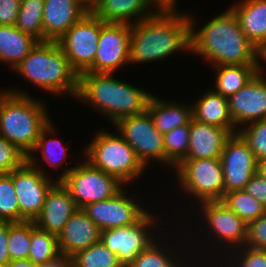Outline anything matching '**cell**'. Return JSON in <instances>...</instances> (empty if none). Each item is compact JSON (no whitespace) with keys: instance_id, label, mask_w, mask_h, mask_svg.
Listing matches in <instances>:
<instances>
[{"instance_id":"cell-46","label":"cell","mask_w":266,"mask_h":267,"mask_svg":"<svg viewBox=\"0 0 266 267\" xmlns=\"http://www.w3.org/2000/svg\"><path fill=\"white\" fill-rule=\"evenodd\" d=\"M6 267H39L31 262L29 259L10 261Z\"/></svg>"},{"instance_id":"cell-8","label":"cell","mask_w":266,"mask_h":267,"mask_svg":"<svg viewBox=\"0 0 266 267\" xmlns=\"http://www.w3.org/2000/svg\"><path fill=\"white\" fill-rule=\"evenodd\" d=\"M175 169L182 190L200 203L223 199L224 174L220 159L183 160Z\"/></svg>"},{"instance_id":"cell-17","label":"cell","mask_w":266,"mask_h":267,"mask_svg":"<svg viewBox=\"0 0 266 267\" xmlns=\"http://www.w3.org/2000/svg\"><path fill=\"white\" fill-rule=\"evenodd\" d=\"M90 12V0H44L45 41H58L75 23Z\"/></svg>"},{"instance_id":"cell-43","label":"cell","mask_w":266,"mask_h":267,"mask_svg":"<svg viewBox=\"0 0 266 267\" xmlns=\"http://www.w3.org/2000/svg\"><path fill=\"white\" fill-rule=\"evenodd\" d=\"M7 241L8 222L0 221V267H6L11 261Z\"/></svg>"},{"instance_id":"cell-18","label":"cell","mask_w":266,"mask_h":267,"mask_svg":"<svg viewBox=\"0 0 266 267\" xmlns=\"http://www.w3.org/2000/svg\"><path fill=\"white\" fill-rule=\"evenodd\" d=\"M77 209L69 190L57 181L47 192L42 210L33 222L39 229L58 236Z\"/></svg>"},{"instance_id":"cell-42","label":"cell","mask_w":266,"mask_h":267,"mask_svg":"<svg viewBox=\"0 0 266 267\" xmlns=\"http://www.w3.org/2000/svg\"><path fill=\"white\" fill-rule=\"evenodd\" d=\"M243 190L257 199L266 208V179H263L256 173L251 177Z\"/></svg>"},{"instance_id":"cell-20","label":"cell","mask_w":266,"mask_h":267,"mask_svg":"<svg viewBox=\"0 0 266 267\" xmlns=\"http://www.w3.org/2000/svg\"><path fill=\"white\" fill-rule=\"evenodd\" d=\"M100 237L101 231L97 225L86 215L83 209L78 208L57 236L60 254L72 257L92 244L99 242Z\"/></svg>"},{"instance_id":"cell-2","label":"cell","mask_w":266,"mask_h":267,"mask_svg":"<svg viewBox=\"0 0 266 267\" xmlns=\"http://www.w3.org/2000/svg\"><path fill=\"white\" fill-rule=\"evenodd\" d=\"M189 18L191 21L190 51L209 60L213 67L257 63V47L245 36L237 17L230 8L198 31L194 29L192 17L189 16Z\"/></svg>"},{"instance_id":"cell-34","label":"cell","mask_w":266,"mask_h":267,"mask_svg":"<svg viewBox=\"0 0 266 267\" xmlns=\"http://www.w3.org/2000/svg\"><path fill=\"white\" fill-rule=\"evenodd\" d=\"M0 221L20 223V209L12 172L0 175Z\"/></svg>"},{"instance_id":"cell-33","label":"cell","mask_w":266,"mask_h":267,"mask_svg":"<svg viewBox=\"0 0 266 267\" xmlns=\"http://www.w3.org/2000/svg\"><path fill=\"white\" fill-rule=\"evenodd\" d=\"M31 241V221L8 222V251L11 261L28 259Z\"/></svg>"},{"instance_id":"cell-38","label":"cell","mask_w":266,"mask_h":267,"mask_svg":"<svg viewBox=\"0 0 266 267\" xmlns=\"http://www.w3.org/2000/svg\"><path fill=\"white\" fill-rule=\"evenodd\" d=\"M26 160V155L11 142L0 136V175L19 168Z\"/></svg>"},{"instance_id":"cell-16","label":"cell","mask_w":266,"mask_h":267,"mask_svg":"<svg viewBox=\"0 0 266 267\" xmlns=\"http://www.w3.org/2000/svg\"><path fill=\"white\" fill-rule=\"evenodd\" d=\"M123 191L122 189L110 199L94 202L82 208L100 231L135 224L147 213Z\"/></svg>"},{"instance_id":"cell-40","label":"cell","mask_w":266,"mask_h":267,"mask_svg":"<svg viewBox=\"0 0 266 267\" xmlns=\"http://www.w3.org/2000/svg\"><path fill=\"white\" fill-rule=\"evenodd\" d=\"M241 252L242 254H240ZM236 254H239L238 262H240L231 263V265H234L233 267H266V250L252 249L244 246L243 251H237Z\"/></svg>"},{"instance_id":"cell-22","label":"cell","mask_w":266,"mask_h":267,"mask_svg":"<svg viewBox=\"0 0 266 267\" xmlns=\"http://www.w3.org/2000/svg\"><path fill=\"white\" fill-rule=\"evenodd\" d=\"M152 5L149 0H90V11L104 23L135 24L158 11ZM133 16L136 20L129 22Z\"/></svg>"},{"instance_id":"cell-48","label":"cell","mask_w":266,"mask_h":267,"mask_svg":"<svg viewBox=\"0 0 266 267\" xmlns=\"http://www.w3.org/2000/svg\"><path fill=\"white\" fill-rule=\"evenodd\" d=\"M256 57L263 59L266 62V42L261 43L258 47H257V51H256Z\"/></svg>"},{"instance_id":"cell-15","label":"cell","mask_w":266,"mask_h":267,"mask_svg":"<svg viewBox=\"0 0 266 267\" xmlns=\"http://www.w3.org/2000/svg\"><path fill=\"white\" fill-rule=\"evenodd\" d=\"M257 58L256 75L238 92L227 98L234 126L266 119V80Z\"/></svg>"},{"instance_id":"cell-28","label":"cell","mask_w":266,"mask_h":267,"mask_svg":"<svg viewBox=\"0 0 266 267\" xmlns=\"http://www.w3.org/2000/svg\"><path fill=\"white\" fill-rule=\"evenodd\" d=\"M43 11L44 0H21L15 26L39 42H44Z\"/></svg>"},{"instance_id":"cell-3","label":"cell","mask_w":266,"mask_h":267,"mask_svg":"<svg viewBox=\"0 0 266 267\" xmlns=\"http://www.w3.org/2000/svg\"><path fill=\"white\" fill-rule=\"evenodd\" d=\"M151 96L142 89L115 79L112 73L79 74L76 98L96 107L113 124L145 113Z\"/></svg>"},{"instance_id":"cell-26","label":"cell","mask_w":266,"mask_h":267,"mask_svg":"<svg viewBox=\"0 0 266 267\" xmlns=\"http://www.w3.org/2000/svg\"><path fill=\"white\" fill-rule=\"evenodd\" d=\"M39 41L15 25H0V61L15 68Z\"/></svg>"},{"instance_id":"cell-4","label":"cell","mask_w":266,"mask_h":267,"mask_svg":"<svg viewBox=\"0 0 266 267\" xmlns=\"http://www.w3.org/2000/svg\"><path fill=\"white\" fill-rule=\"evenodd\" d=\"M21 91L7 90L0 100V136L28 156L43 129L52 121L43 102Z\"/></svg>"},{"instance_id":"cell-30","label":"cell","mask_w":266,"mask_h":267,"mask_svg":"<svg viewBox=\"0 0 266 267\" xmlns=\"http://www.w3.org/2000/svg\"><path fill=\"white\" fill-rule=\"evenodd\" d=\"M221 201L247 224L266 212V208L244 190L230 191Z\"/></svg>"},{"instance_id":"cell-1","label":"cell","mask_w":266,"mask_h":267,"mask_svg":"<svg viewBox=\"0 0 266 267\" xmlns=\"http://www.w3.org/2000/svg\"><path fill=\"white\" fill-rule=\"evenodd\" d=\"M191 21L186 14L157 11L131 24L130 62H151L169 57L176 50H191Z\"/></svg>"},{"instance_id":"cell-41","label":"cell","mask_w":266,"mask_h":267,"mask_svg":"<svg viewBox=\"0 0 266 267\" xmlns=\"http://www.w3.org/2000/svg\"><path fill=\"white\" fill-rule=\"evenodd\" d=\"M20 8V0H0V25H15Z\"/></svg>"},{"instance_id":"cell-44","label":"cell","mask_w":266,"mask_h":267,"mask_svg":"<svg viewBox=\"0 0 266 267\" xmlns=\"http://www.w3.org/2000/svg\"><path fill=\"white\" fill-rule=\"evenodd\" d=\"M39 267H73L72 257L60 254L55 259L48 261Z\"/></svg>"},{"instance_id":"cell-19","label":"cell","mask_w":266,"mask_h":267,"mask_svg":"<svg viewBox=\"0 0 266 267\" xmlns=\"http://www.w3.org/2000/svg\"><path fill=\"white\" fill-rule=\"evenodd\" d=\"M207 227L211 228L212 235H216L220 242L244 246L247 237V223L230 210L222 201L201 202ZM242 244V245H241Z\"/></svg>"},{"instance_id":"cell-47","label":"cell","mask_w":266,"mask_h":267,"mask_svg":"<svg viewBox=\"0 0 266 267\" xmlns=\"http://www.w3.org/2000/svg\"><path fill=\"white\" fill-rule=\"evenodd\" d=\"M257 174L266 179V159L258 161Z\"/></svg>"},{"instance_id":"cell-24","label":"cell","mask_w":266,"mask_h":267,"mask_svg":"<svg viewBox=\"0 0 266 267\" xmlns=\"http://www.w3.org/2000/svg\"><path fill=\"white\" fill-rule=\"evenodd\" d=\"M196 102L192 106L193 119L227 129L231 134L238 133L230 115L227 97L211 90Z\"/></svg>"},{"instance_id":"cell-5","label":"cell","mask_w":266,"mask_h":267,"mask_svg":"<svg viewBox=\"0 0 266 267\" xmlns=\"http://www.w3.org/2000/svg\"><path fill=\"white\" fill-rule=\"evenodd\" d=\"M14 71L50 93L67 92L76 98L79 75L57 41L38 42Z\"/></svg>"},{"instance_id":"cell-49","label":"cell","mask_w":266,"mask_h":267,"mask_svg":"<svg viewBox=\"0 0 266 267\" xmlns=\"http://www.w3.org/2000/svg\"><path fill=\"white\" fill-rule=\"evenodd\" d=\"M6 93H7V91H5V90H4V92H3V90L0 91V100L2 99V97H3Z\"/></svg>"},{"instance_id":"cell-27","label":"cell","mask_w":266,"mask_h":267,"mask_svg":"<svg viewBox=\"0 0 266 267\" xmlns=\"http://www.w3.org/2000/svg\"><path fill=\"white\" fill-rule=\"evenodd\" d=\"M213 68L217 71L214 91L227 98L256 75V64L221 65Z\"/></svg>"},{"instance_id":"cell-29","label":"cell","mask_w":266,"mask_h":267,"mask_svg":"<svg viewBox=\"0 0 266 267\" xmlns=\"http://www.w3.org/2000/svg\"><path fill=\"white\" fill-rule=\"evenodd\" d=\"M60 255L57 236L43 231L31 221V241L28 259L35 265H43Z\"/></svg>"},{"instance_id":"cell-9","label":"cell","mask_w":266,"mask_h":267,"mask_svg":"<svg viewBox=\"0 0 266 267\" xmlns=\"http://www.w3.org/2000/svg\"><path fill=\"white\" fill-rule=\"evenodd\" d=\"M36 162L35 156L29 154L27 160L12 171L20 209V222L36 219L42 210L47 192L57 182L40 170Z\"/></svg>"},{"instance_id":"cell-13","label":"cell","mask_w":266,"mask_h":267,"mask_svg":"<svg viewBox=\"0 0 266 267\" xmlns=\"http://www.w3.org/2000/svg\"><path fill=\"white\" fill-rule=\"evenodd\" d=\"M154 220L153 215L147 212L135 224L101 231L100 240L118 256L124 267H128L156 240L153 235H149L151 232L149 226L154 224Z\"/></svg>"},{"instance_id":"cell-6","label":"cell","mask_w":266,"mask_h":267,"mask_svg":"<svg viewBox=\"0 0 266 267\" xmlns=\"http://www.w3.org/2000/svg\"><path fill=\"white\" fill-rule=\"evenodd\" d=\"M85 152L87 161L94 167L116 177L124 185L145 170L134 149L121 136L107 131L96 133Z\"/></svg>"},{"instance_id":"cell-36","label":"cell","mask_w":266,"mask_h":267,"mask_svg":"<svg viewBox=\"0 0 266 267\" xmlns=\"http://www.w3.org/2000/svg\"><path fill=\"white\" fill-rule=\"evenodd\" d=\"M52 125L53 124L49 123L43 129L32 152L42 151V155L48 164L54 168H56V166L58 168V164L60 165L62 160L66 157V148L60 140L54 138L47 139V134H54V127Z\"/></svg>"},{"instance_id":"cell-31","label":"cell","mask_w":266,"mask_h":267,"mask_svg":"<svg viewBox=\"0 0 266 267\" xmlns=\"http://www.w3.org/2000/svg\"><path fill=\"white\" fill-rule=\"evenodd\" d=\"M73 267H124L100 240L72 256Z\"/></svg>"},{"instance_id":"cell-21","label":"cell","mask_w":266,"mask_h":267,"mask_svg":"<svg viewBox=\"0 0 266 267\" xmlns=\"http://www.w3.org/2000/svg\"><path fill=\"white\" fill-rule=\"evenodd\" d=\"M232 134L224 128L191 119L189 148L184 160L220 159L226 140Z\"/></svg>"},{"instance_id":"cell-32","label":"cell","mask_w":266,"mask_h":267,"mask_svg":"<svg viewBox=\"0 0 266 267\" xmlns=\"http://www.w3.org/2000/svg\"><path fill=\"white\" fill-rule=\"evenodd\" d=\"M190 125L179 126L164 134V163L174 169L186 158Z\"/></svg>"},{"instance_id":"cell-23","label":"cell","mask_w":266,"mask_h":267,"mask_svg":"<svg viewBox=\"0 0 266 267\" xmlns=\"http://www.w3.org/2000/svg\"><path fill=\"white\" fill-rule=\"evenodd\" d=\"M240 28L256 47L266 42V0H244L230 8Z\"/></svg>"},{"instance_id":"cell-39","label":"cell","mask_w":266,"mask_h":267,"mask_svg":"<svg viewBox=\"0 0 266 267\" xmlns=\"http://www.w3.org/2000/svg\"><path fill=\"white\" fill-rule=\"evenodd\" d=\"M244 246L266 250V212L247 224V237Z\"/></svg>"},{"instance_id":"cell-10","label":"cell","mask_w":266,"mask_h":267,"mask_svg":"<svg viewBox=\"0 0 266 267\" xmlns=\"http://www.w3.org/2000/svg\"><path fill=\"white\" fill-rule=\"evenodd\" d=\"M100 31L101 20L90 11L57 41L78 75L93 64Z\"/></svg>"},{"instance_id":"cell-12","label":"cell","mask_w":266,"mask_h":267,"mask_svg":"<svg viewBox=\"0 0 266 267\" xmlns=\"http://www.w3.org/2000/svg\"><path fill=\"white\" fill-rule=\"evenodd\" d=\"M131 24L104 23L93 64L85 71L90 73H114L121 65L130 62Z\"/></svg>"},{"instance_id":"cell-11","label":"cell","mask_w":266,"mask_h":267,"mask_svg":"<svg viewBox=\"0 0 266 267\" xmlns=\"http://www.w3.org/2000/svg\"><path fill=\"white\" fill-rule=\"evenodd\" d=\"M114 125L145 167L150 158L164 163V136L156 129L148 111L120 119Z\"/></svg>"},{"instance_id":"cell-25","label":"cell","mask_w":266,"mask_h":267,"mask_svg":"<svg viewBox=\"0 0 266 267\" xmlns=\"http://www.w3.org/2000/svg\"><path fill=\"white\" fill-rule=\"evenodd\" d=\"M182 104L169 103L163 99L151 96L147 111L151 115L156 129L161 134L183 125H190L193 118L192 107Z\"/></svg>"},{"instance_id":"cell-7","label":"cell","mask_w":266,"mask_h":267,"mask_svg":"<svg viewBox=\"0 0 266 267\" xmlns=\"http://www.w3.org/2000/svg\"><path fill=\"white\" fill-rule=\"evenodd\" d=\"M57 181L69 190L78 208L114 197L124 185L116 177L94 167L89 161L70 167Z\"/></svg>"},{"instance_id":"cell-37","label":"cell","mask_w":266,"mask_h":267,"mask_svg":"<svg viewBox=\"0 0 266 267\" xmlns=\"http://www.w3.org/2000/svg\"><path fill=\"white\" fill-rule=\"evenodd\" d=\"M247 126L242 129L236 127V130L248 143L257 161L266 159V119L254 121Z\"/></svg>"},{"instance_id":"cell-14","label":"cell","mask_w":266,"mask_h":267,"mask_svg":"<svg viewBox=\"0 0 266 267\" xmlns=\"http://www.w3.org/2000/svg\"><path fill=\"white\" fill-rule=\"evenodd\" d=\"M220 160L224 174L223 197L230 191L243 190L257 173L258 161L239 133L226 140Z\"/></svg>"},{"instance_id":"cell-35","label":"cell","mask_w":266,"mask_h":267,"mask_svg":"<svg viewBox=\"0 0 266 267\" xmlns=\"http://www.w3.org/2000/svg\"><path fill=\"white\" fill-rule=\"evenodd\" d=\"M155 242L143 250L128 267H183L175 261V255L171 257L168 249L166 251L160 243Z\"/></svg>"},{"instance_id":"cell-45","label":"cell","mask_w":266,"mask_h":267,"mask_svg":"<svg viewBox=\"0 0 266 267\" xmlns=\"http://www.w3.org/2000/svg\"><path fill=\"white\" fill-rule=\"evenodd\" d=\"M158 11H175L177 0H149Z\"/></svg>"}]
</instances>
